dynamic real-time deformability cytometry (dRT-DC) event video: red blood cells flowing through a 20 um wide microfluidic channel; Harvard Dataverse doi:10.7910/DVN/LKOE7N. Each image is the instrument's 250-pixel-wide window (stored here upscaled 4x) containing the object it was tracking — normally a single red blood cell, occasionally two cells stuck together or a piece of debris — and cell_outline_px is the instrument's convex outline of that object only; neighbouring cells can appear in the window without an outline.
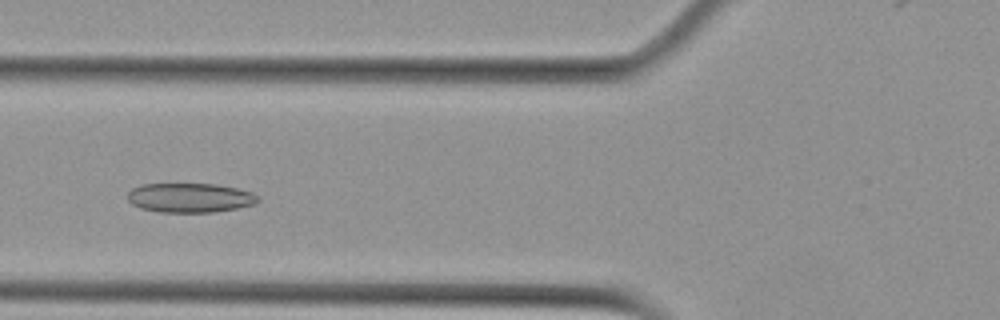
{"species": "Egyptian fruit bat (a non-hibernating species)", "species_latin": "Rousettus aegyptiacus", "temperature_condition": "cold", "stored_images_in_passage": 4, "camera_frame_rate_fps": 3000, "um_per_image_px": 0.085, "animal": {"sex": "female"}, "frame": {"image": 1, "passage_image": 4, "time_ms": 4.0, "image_size_px": [1000, 320], "cell_outline_px": [[260, 200], [256, 204], [236, 208], [212, 212], [160, 212], [140, 208], [132, 204], [128, 200], [128, 192], [132, 188], [140, 184], [216, 184], [236, 188], [252, 192], [260, 196]], "centroid_in_image_um": [16.16, 16.8], "position_along_channel_um": 109.6, "area_um2": 22.43}}